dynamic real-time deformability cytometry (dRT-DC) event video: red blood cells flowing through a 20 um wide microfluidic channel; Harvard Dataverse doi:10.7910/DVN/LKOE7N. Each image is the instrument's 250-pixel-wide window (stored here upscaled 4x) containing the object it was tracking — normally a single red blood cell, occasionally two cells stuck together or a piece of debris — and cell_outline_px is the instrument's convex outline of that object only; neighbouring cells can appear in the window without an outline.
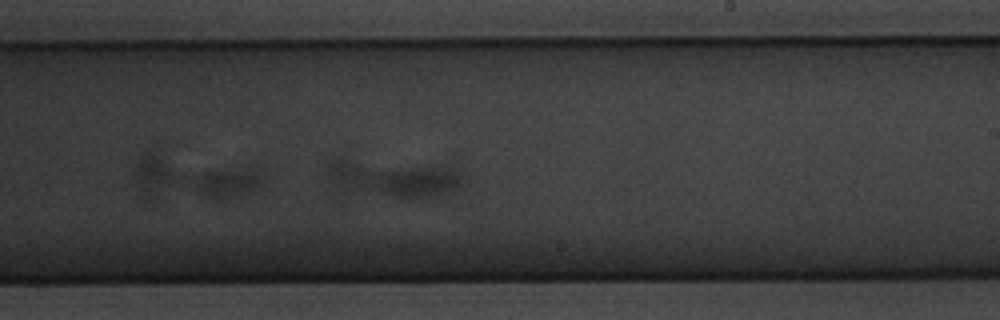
{"species": "common noctule bat (a hibernating species)", "species_latin": "Nyctalus noctula", "temperature_condition": "warm", "stored_images_in_passage": 38, "segment_of_instrument_passage": [2, 2], "camera_frame_rate_fps": 3000, "um_per_image_px": 0.085, "animal": {"sex": "male", "body_mass_g": 20.1, "forearm_length_mm": 53.5}, "frame": {"image": 1, "passage_image": 32, "time_ms": 10.333, "image_size_px": [1000, 320], "cell_outline_px": [[264, 180], [256, 188], [220, 200], [208, 196], [200, 192], [196, 184], [200, 172], [256, 172], [264, 176]], "centroid_in_image_um": [19.35, 15.59], "position_along_channel_um": 269.7, "area_um2": 10.12}}